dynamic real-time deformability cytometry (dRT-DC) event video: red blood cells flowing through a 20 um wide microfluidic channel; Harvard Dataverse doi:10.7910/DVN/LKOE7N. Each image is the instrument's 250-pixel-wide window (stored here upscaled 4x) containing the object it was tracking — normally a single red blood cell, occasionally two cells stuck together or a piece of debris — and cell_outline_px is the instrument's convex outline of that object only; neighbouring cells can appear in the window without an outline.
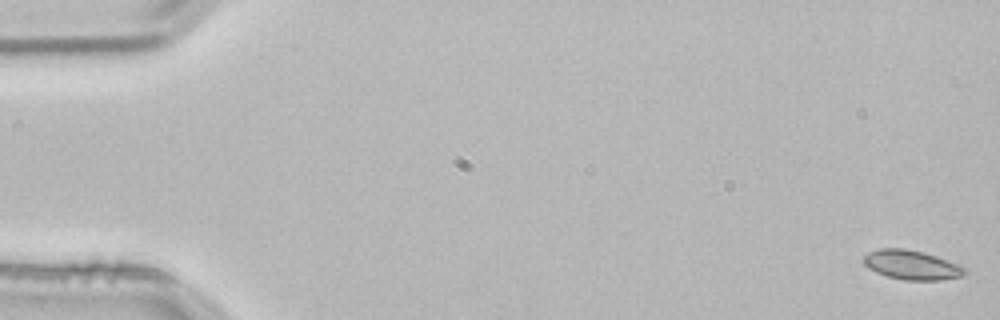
{"species": "common noctule bat (a hibernating species)", "species_latin": "Nyctalus noctula", "temperature_condition": "room temperature", "stored_images_in_passage": 12, "camera_frame_rate_fps": 3000, "um_per_image_px": 0.085, "animal": {"sex": "male", "body_mass_g": 21.5, "forearm_length_mm": 52.0}, "frame": {"image": 1, "passage_image": 1, "time_ms": 0.0, "image_size_px": [1000, 320], "cell_outline_px": [[968, 272], [964, 276], [940, 280], [904, 280], [888, 276], [876, 272], [868, 268], [864, 264], [864, 256], [868, 252], [880, 248], [904, 248], [924, 252], [960, 264], [968, 268]], "centroid_in_image_um": [77.55, 22.52], "position_along_channel_um": 7.5, "area_um2": 17.51}}